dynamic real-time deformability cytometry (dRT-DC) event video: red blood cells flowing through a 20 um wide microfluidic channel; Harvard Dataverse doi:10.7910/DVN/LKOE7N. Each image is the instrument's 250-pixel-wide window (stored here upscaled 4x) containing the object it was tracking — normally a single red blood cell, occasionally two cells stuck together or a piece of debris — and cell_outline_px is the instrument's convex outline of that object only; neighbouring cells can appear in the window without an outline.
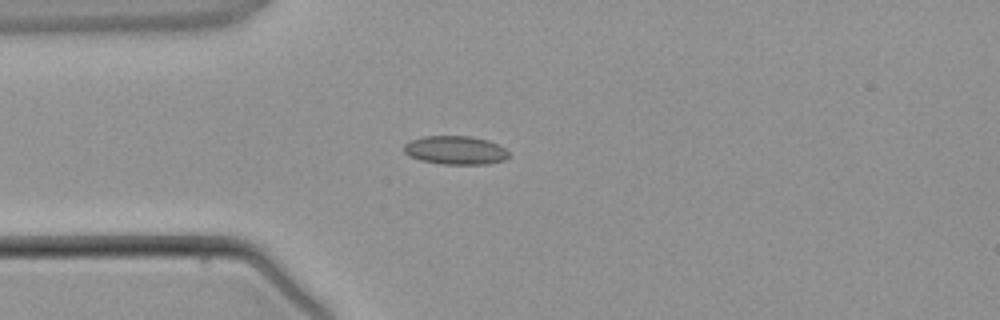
{"species": "common noctule bat (a hibernating species)", "species_latin": "Nyctalus noctula", "temperature_condition": "warm", "stored_images_in_passage": 3, "camera_frame_rate_fps": 3000, "um_per_image_px": 0.085, "animal": {"sex": "male", "body_mass_g": 21.5, "forearm_length_mm": 52.0}, "frame": {"image": 1, "passage_image": 3, "time_ms": 3.333, "image_size_px": [1000, 320], "cell_outline_px": [[508, 156], [504, 160], [488, 164], [440, 164], [420, 160], [408, 156], [404, 152], [404, 144], [408, 140], [424, 136], [472, 136], [488, 140], [504, 148], [508, 152]], "centroid_in_image_um": [38.67, 12.76], "position_along_channel_um": 46.3, "area_um2": 17.57}}